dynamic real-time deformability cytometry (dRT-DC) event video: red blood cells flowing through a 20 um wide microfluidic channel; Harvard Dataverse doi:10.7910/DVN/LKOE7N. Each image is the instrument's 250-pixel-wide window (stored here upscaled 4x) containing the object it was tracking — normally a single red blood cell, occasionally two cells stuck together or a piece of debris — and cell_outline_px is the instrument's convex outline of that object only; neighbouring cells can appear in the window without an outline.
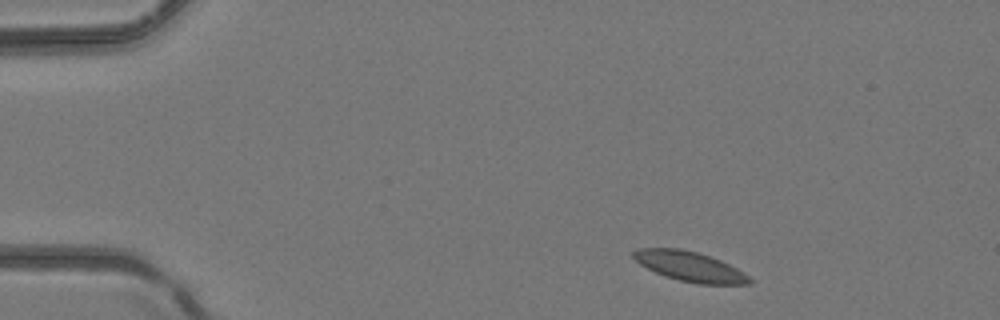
{"species": "common noctule bat (a hibernating species)", "species_latin": "Nyctalus noctula", "temperature_condition": "room temperature", "stored_images_in_passage": 3, "camera_frame_rate_fps": 3000, "um_per_image_px": 0.085, "animal": {"sex": "female", "body_mass_g": 24.6, "forearm_length_mm": 56.2}, "frame": {"image": 1, "passage_image": 1, "time_ms": 0.0, "image_size_px": [1000, 320], "cell_outline_px": [[752, 284], [696, 284], [680, 280], [656, 272], [640, 264], [632, 256], [632, 252], [636, 248], [680, 248], [696, 252], [720, 260], [744, 272], [752, 280]], "centroid_in_image_um": [58.64, 22.64], "position_along_channel_um": 26.4, "area_um2": 19.94}}
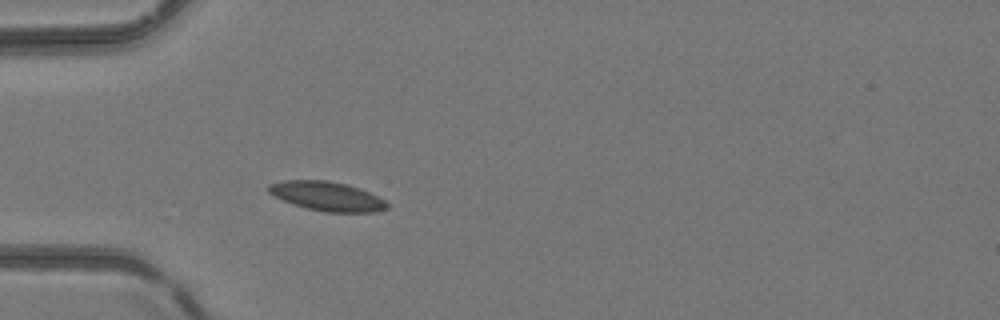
{"frame": {"image": 2, "passage_image": 3, "time_ms": 0.667, "image_size_px": [1000, 320], "cell_outline_px": [[388, 208], [376, 212], [324, 212], [292, 204], [268, 192], [268, 184], [280, 180], [324, 180], [348, 184], [360, 188], [384, 200], [388, 204]], "centroid_in_image_um": [27.79, 16.67], "position_along_channel_um": 57.2, "area_um2": 20.11}}